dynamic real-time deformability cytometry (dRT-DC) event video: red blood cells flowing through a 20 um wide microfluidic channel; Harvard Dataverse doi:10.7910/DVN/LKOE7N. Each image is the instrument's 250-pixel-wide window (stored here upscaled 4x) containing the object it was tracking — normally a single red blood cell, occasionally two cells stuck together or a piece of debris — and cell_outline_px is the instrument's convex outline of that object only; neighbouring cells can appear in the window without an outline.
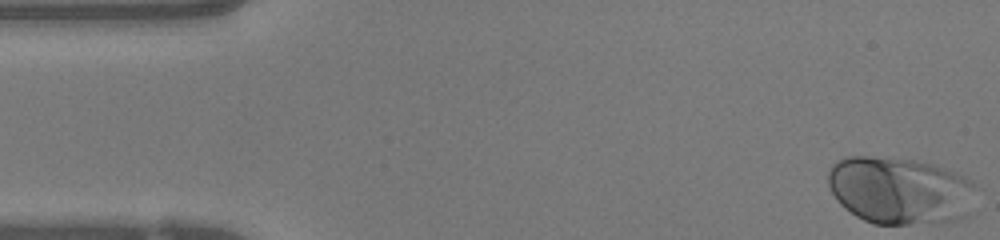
{"species": "human", "species_latin": "Homo sapiens", "temperature_condition": "warm", "stored_images_in_passage": 40, "camera_frame_rate_fps": 3000, "um_per_image_px": 0.085, "donor": {"sex": "female"}, "frame": {"image": 1, "passage_image": 1, "time_ms": 0.0, "image_size_px": [1000, 240], "cell_outline_px": [[976, 184], [968, 216], [960, 220], [940, 224], [872, 224], [856, 216], [844, 208], [840, 204], [832, 192], [828, 184], [828, 172], [832, 164], [836, 160], [844, 156], [868, 156], [912, 160], [932, 164], [956, 172], [972, 180]], "centroid_in_image_um": [76.5, 16.21], "position_along_channel_um": 8.5, "area_um2": 58.84}}
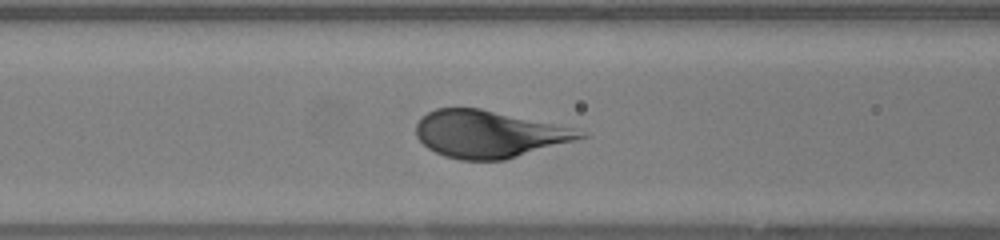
{"frame": {"image": 2, "passage_image": 18, "time_ms": 5.667, "image_size_px": [1000, 240], "cell_outline_px": [[588, 136], [576, 140], [504, 160], [460, 160], [444, 156], [428, 148], [416, 136], [416, 124], [428, 112], [436, 108], [480, 108], [572, 128]], "centroid_in_image_um": [41.5, 11.4], "position_along_channel_um": 125.1, "area_um2": 44.39}}
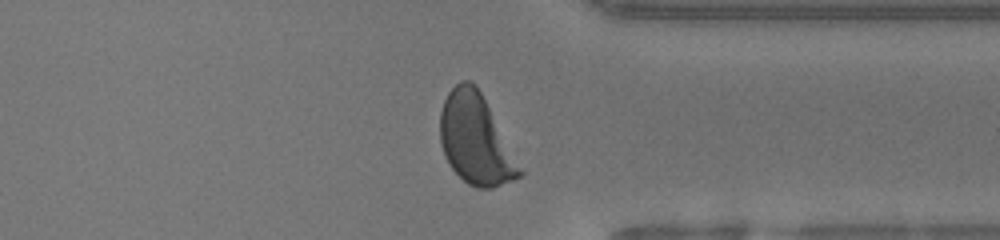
{"frame": {"image": 3, "passage_image": 36, "time_ms": 11.667, "image_size_px": [1000, 240], "cell_outline_px": [[524, 176], [492, 188], [476, 188], [468, 184], [448, 164], [440, 140], [440, 112], [444, 100], [448, 92], [460, 80], [468, 80], [476, 84], [524, 172]], "centroid_in_image_um": [40.42, 11.86], "position_along_channel_um": 371.0, "area_um2": 41.44}}